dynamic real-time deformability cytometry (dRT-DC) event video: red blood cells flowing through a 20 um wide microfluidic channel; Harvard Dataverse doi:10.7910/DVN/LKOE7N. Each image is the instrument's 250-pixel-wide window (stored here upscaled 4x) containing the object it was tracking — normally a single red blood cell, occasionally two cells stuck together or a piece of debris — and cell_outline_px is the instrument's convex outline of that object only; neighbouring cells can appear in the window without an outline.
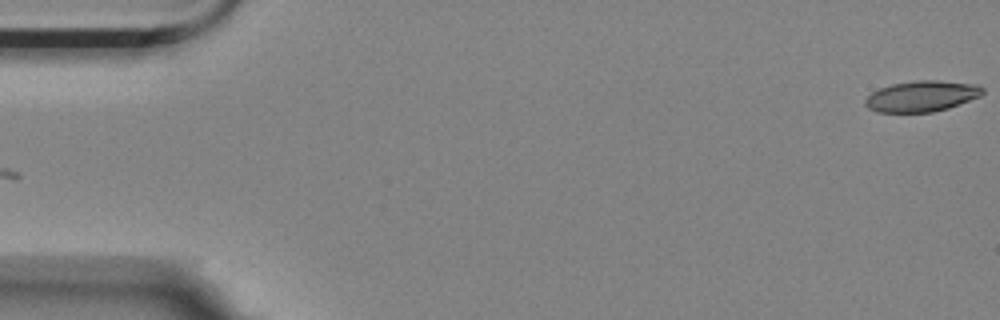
{"species": "Egyptian fruit bat (a non-hibernating species)", "species_latin": "Rousettus aegyptiacus", "temperature_condition": "room temperature", "stored_images_in_passage": 2, "camera_frame_rate_fps": 3000, "um_per_image_px": 0.085, "animal": {"sex": "female"}, "frame": {"image": 1, "passage_image": 2, "time_ms": 0.333, "image_size_px": [1000, 320], "cell_outline_px": [[984, 92], [980, 96], [948, 108], [932, 112], [876, 112], [868, 108], [864, 104], [864, 100], [872, 92], [880, 88], [892, 84], [916, 80], [936, 80], [976, 84], [984, 88]], "centroid_in_image_um": [78.33, 8.17], "position_along_channel_um": 6.7, "area_um2": 21.1}}